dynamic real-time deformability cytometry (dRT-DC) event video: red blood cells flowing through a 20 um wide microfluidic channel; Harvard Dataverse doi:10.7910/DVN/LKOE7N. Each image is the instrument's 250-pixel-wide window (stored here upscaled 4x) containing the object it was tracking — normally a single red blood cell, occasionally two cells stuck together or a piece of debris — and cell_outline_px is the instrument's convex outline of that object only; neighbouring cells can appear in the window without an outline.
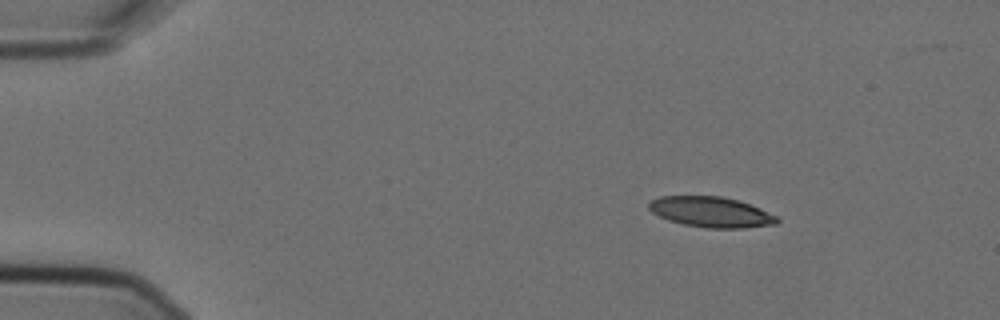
{"species": "Egyptian fruit bat (a non-hibernating species)", "species_latin": "Rousettus aegyptiacus", "temperature_condition": "cold", "stored_images_in_passage": 4, "camera_frame_rate_fps": 3000, "um_per_image_px": 0.085, "animal": {"sex": "female"}, "frame": {"image": 1, "passage_image": 1, "time_ms": 0.0, "image_size_px": [1000, 320], "cell_outline_px": [[780, 220], [776, 224], [744, 228], [708, 228], [684, 224], [668, 220], [652, 212], [648, 208], [648, 204], [652, 200], [660, 196], [720, 196], [736, 200], [760, 208], [780, 216]], "centroid_in_image_um": [60.47, 18.03], "position_along_channel_um": 24.5, "area_um2": 22.72}}
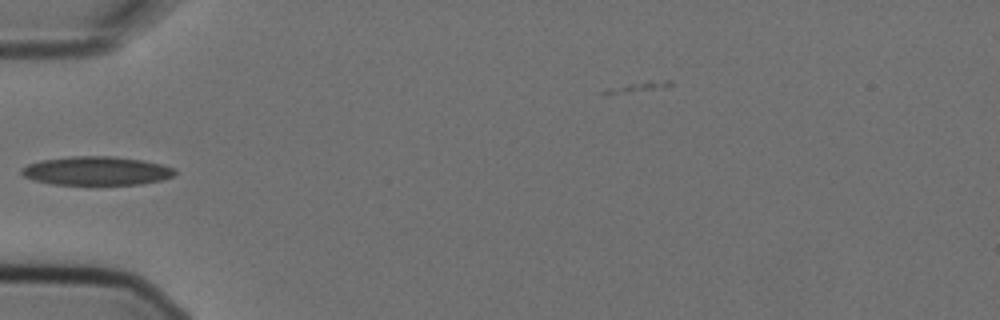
{"frame": {"image": 2, "passage_image": 4, "time_ms": 1.0, "image_size_px": [1000, 320], "cell_outline_px": [[176, 172], [172, 176], [160, 180], [140, 184], [52, 184], [36, 180], [24, 176], [20, 172], [20, 168], [28, 164], [40, 160], [72, 156], [112, 156], [144, 160], [176, 168]], "centroid_in_image_um": [8.2, 14.51], "position_along_channel_um": 76.8, "area_um2": 25.55}}